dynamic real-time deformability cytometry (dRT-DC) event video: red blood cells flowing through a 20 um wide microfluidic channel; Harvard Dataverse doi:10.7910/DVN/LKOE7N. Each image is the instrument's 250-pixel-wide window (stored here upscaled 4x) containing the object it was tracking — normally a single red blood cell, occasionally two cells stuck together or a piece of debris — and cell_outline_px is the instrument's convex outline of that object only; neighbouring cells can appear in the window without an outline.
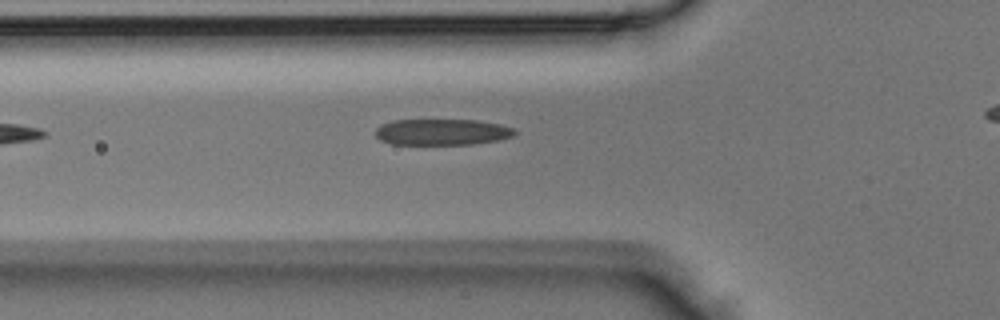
{"species": "Egyptian fruit bat (a non-hibernating species)", "species_latin": "Rousettus aegyptiacus", "temperature_condition": "room temperature", "stored_images_in_passage": 4, "segment_of_instrument_passage": [1, 2], "camera_frame_rate_fps": 3000, "um_per_image_px": 0.085, "animal": {"sex": "male"}, "frame": {"image": 1, "passage_image": 3, "time_ms": 0.667, "image_size_px": [1000, 320], "cell_outline_px": [[520, 132], [512, 136], [500, 140], [472, 144], [392, 144], [380, 140], [376, 136], [376, 128], [380, 124], [392, 120], [476, 120], [500, 124], [516, 128]], "centroid_in_image_um": [37.61, 11.22], "position_along_channel_um": 88.2, "area_um2": 21.44}}